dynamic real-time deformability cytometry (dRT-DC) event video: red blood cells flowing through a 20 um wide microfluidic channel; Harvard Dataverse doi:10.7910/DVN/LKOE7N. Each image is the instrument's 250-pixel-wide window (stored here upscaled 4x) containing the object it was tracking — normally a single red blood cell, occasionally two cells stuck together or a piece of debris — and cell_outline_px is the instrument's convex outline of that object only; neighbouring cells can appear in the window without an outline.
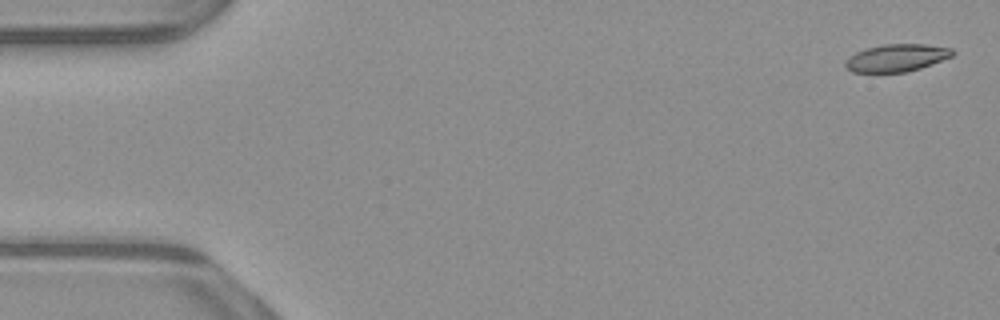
{"species": "common noctule bat (a hibernating species)", "species_latin": "Nyctalus noctula", "temperature_condition": "warm", "stored_images_in_passage": 53, "camera_frame_rate_fps": 3000, "um_per_image_px": 0.085, "animal": {"sex": "male", "body_mass_g": 23.1, "forearm_length_mm": 52.7}, "frame": {"image": 1, "passage_image": 2, "time_ms": 0.333, "image_size_px": [1000, 320], "cell_outline_px": [[956, 52], [952, 56], [932, 64], [908, 72], [852, 72], [844, 68], [844, 60], [848, 56], [864, 48], [884, 44], [924, 44], [952, 48]], "centroid_in_image_um": [76.17, 4.92], "position_along_channel_um": 8.8, "area_um2": 17.4}}
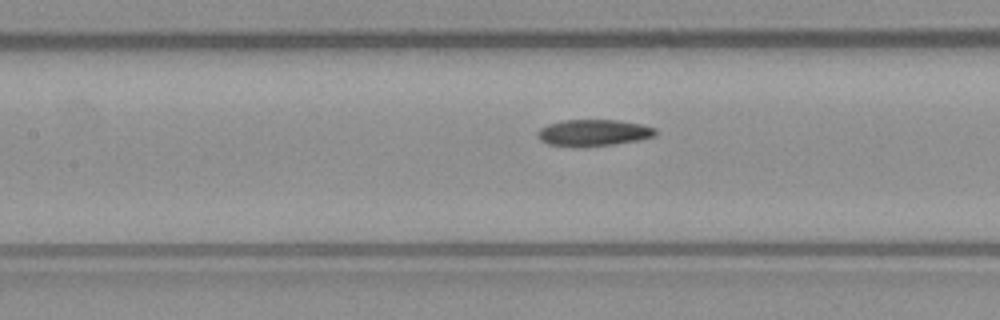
{"frame": {"image": 2, "passage_image": 24, "time_ms": 7.667, "image_size_px": [1000, 320], "cell_outline_px": [[656, 136], [640, 140], [616, 144], [584, 148], [572, 148], [548, 144], [540, 140], [536, 136], [536, 132], [540, 128], [548, 124], [564, 120], [620, 120], [640, 124], [656, 128]], "centroid_in_image_um": [50.42, 11.31], "position_along_channel_um": 157.0, "area_um2": 18.79}}
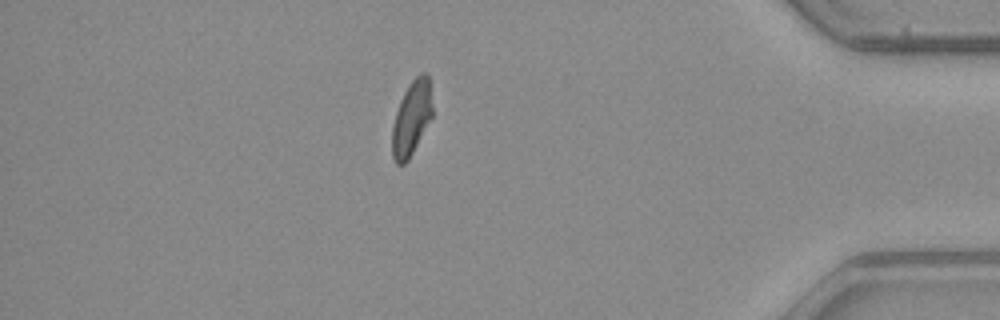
{"frame": {"image": 3, "passage_image": 46, "time_ms": 15.0, "image_size_px": [1000, 320], "cell_outline_px": [[432, 116], [408, 160], [404, 164], [396, 164], [392, 156], [392, 128], [396, 112], [400, 100], [408, 84], [420, 72], [428, 72], [432, 104]], "centroid_in_image_um": [34.98, 10.01], "position_along_channel_um": 400.2, "area_um2": 17.4}, "authors_computed_cell_mechanics": {"area_um2": 18.1492, "velocity_mm_per_s": 3.913, "shape_relaxation_time_tau1_ms": 6.9775, "shape_relaxation_time_tau2_ms": 3.6803, "deformation_change_tau1": 0.1739, "deformation_change_tau2": 0.0988}}